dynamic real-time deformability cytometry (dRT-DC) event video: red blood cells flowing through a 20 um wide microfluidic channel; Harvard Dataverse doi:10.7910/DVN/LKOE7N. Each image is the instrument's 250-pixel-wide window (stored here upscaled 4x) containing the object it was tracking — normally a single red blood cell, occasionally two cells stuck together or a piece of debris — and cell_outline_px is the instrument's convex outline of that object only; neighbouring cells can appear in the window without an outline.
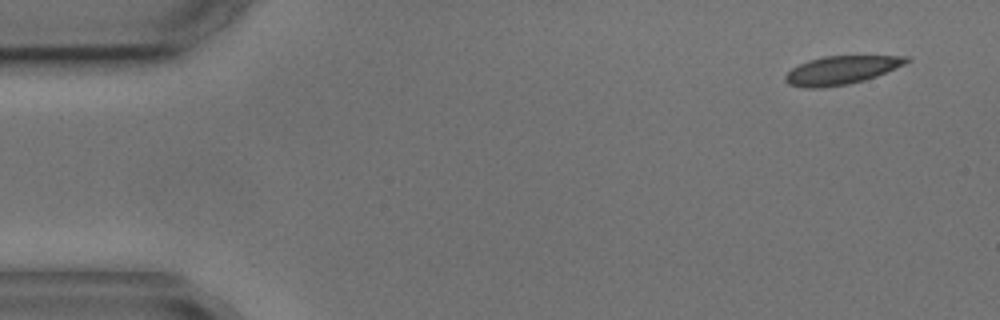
{"species": "common noctule bat (a hibernating species)", "species_latin": "Nyctalus noctula", "temperature_condition": "cold", "stored_images_in_passage": 3, "camera_frame_rate_fps": 3000, "um_per_image_px": 0.085, "animal": {"sex": "male", "body_mass_g": 17.9, "forearm_length_mm": 54.2}, "frame": {"image": 1, "passage_image": 1, "time_ms": 0.0, "image_size_px": [1000, 320], "cell_outline_px": [[912, 60], [904, 64], [876, 76], [864, 80], [848, 84], [820, 88], [804, 88], [788, 84], [784, 80], [784, 76], [792, 68], [808, 60], [824, 56], [908, 56]], "centroid_in_image_um": [71.48, 5.96], "position_along_channel_um": 13.5, "area_um2": 19.94}}